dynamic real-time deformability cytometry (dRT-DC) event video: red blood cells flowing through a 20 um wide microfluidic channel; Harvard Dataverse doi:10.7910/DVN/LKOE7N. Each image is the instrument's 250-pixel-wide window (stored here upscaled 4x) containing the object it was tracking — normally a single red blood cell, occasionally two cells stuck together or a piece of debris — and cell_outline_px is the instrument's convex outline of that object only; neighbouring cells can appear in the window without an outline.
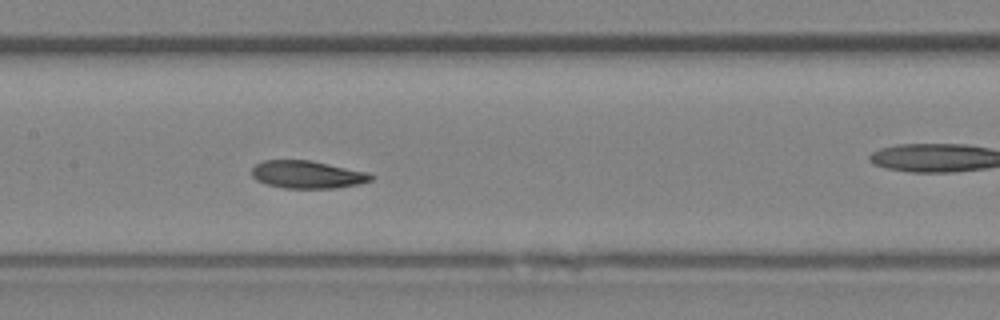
{"species": "Egyptian fruit bat (a non-hibernating species)", "species_latin": "Rousettus aegyptiacus", "temperature_condition": "room temperature", "stored_images_in_passage": 32, "camera_frame_rate_fps": 3000, "um_per_image_px": 0.085, "animal": {"sex": "female"}, "frame": {"image": 1, "passage_image": 10, "time_ms": 3.0, "image_size_px": [1000, 320], "cell_outline_px": [[376, 176], [372, 180], [360, 184], [332, 188], [284, 188], [264, 184], [256, 180], [252, 176], [252, 168], [256, 164], [264, 160], [312, 160], [368, 172]], "centroid_in_image_um": [26.13, 14.83], "position_along_channel_um": 181.3, "area_um2": 19.42}}